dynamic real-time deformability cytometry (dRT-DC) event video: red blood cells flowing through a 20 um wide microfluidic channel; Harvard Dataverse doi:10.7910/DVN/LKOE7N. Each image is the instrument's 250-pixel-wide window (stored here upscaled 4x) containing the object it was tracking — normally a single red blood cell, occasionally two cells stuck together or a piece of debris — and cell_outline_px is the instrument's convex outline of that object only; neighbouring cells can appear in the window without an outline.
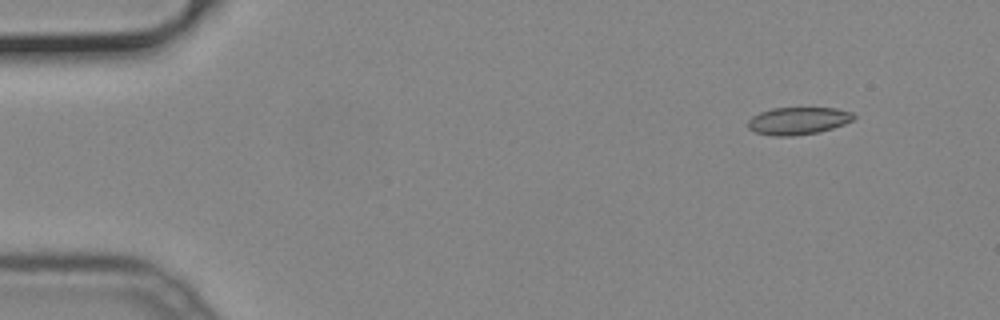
{"species": "common noctule bat (a hibernating species)", "species_latin": "Nyctalus noctula", "temperature_condition": "cold", "stored_images_in_passage": 12, "camera_frame_rate_fps": 3000, "um_per_image_px": 0.085, "animal": {"sex": "male", "body_mass_g": 19.2, "forearm_length_mm": 51.8}, "frame": {"image": 1, "passage_image": 1, "time_ms": 0.0, "image_size_px": [1000, 320], "cell_outline_px": [[856, 116], [852, 120], [844, 124], [820, 132], [792, 136], [772, 136], [756, 132], [748, 128], [748, 120], [752, 116], [760, 112], [772, 108], [836, 108], [852, 112]], "centroid_in_image_um": [67.83, 10.27], "position_along_channel_um": 17.2, "area_um2": 16.94}}